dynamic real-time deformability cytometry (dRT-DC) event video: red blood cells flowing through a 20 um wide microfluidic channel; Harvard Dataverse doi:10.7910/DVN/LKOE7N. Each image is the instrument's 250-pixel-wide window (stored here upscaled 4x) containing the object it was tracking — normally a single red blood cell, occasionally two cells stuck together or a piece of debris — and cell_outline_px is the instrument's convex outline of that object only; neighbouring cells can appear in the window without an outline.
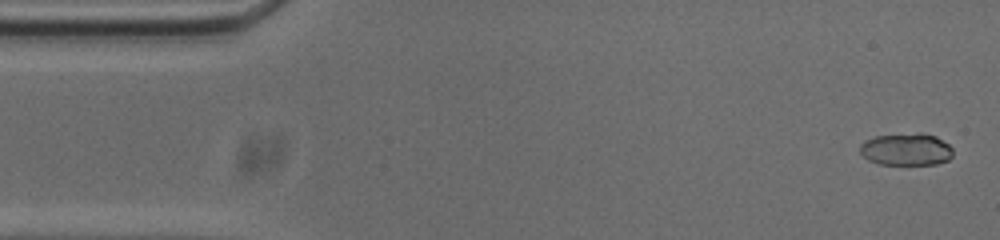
{"species": "common noctule bat (a hibernating species)", "species_latin": "Nyctalus noctula", "temperature_condition": "cold", "stored_images_in_passage": 54, "camera_frame_rate_fps": 3000, "um_per_image_px": 0.085, "animal": {"sex": "male", "body_mass_g": 20.0, "forearm_length_mm": 53.3}, "frame": {"image": 1, "passage_image": 2, "time_ms": 0.333, "image_size_px": [1000, 240], "cell_outline_px": [[952, 156], [948, 160], [936, 164], [880, 164], [868, 160], [860, 152], [860, 144], [864, 140], [876, 136], [920, 132], [924, 132], [936, 136], [948, 144], [952, 148]], "centroid_in_image_um": [77.03, 12.68], "position_along_channel_um": 8.0, "area_um2": 17.57}}
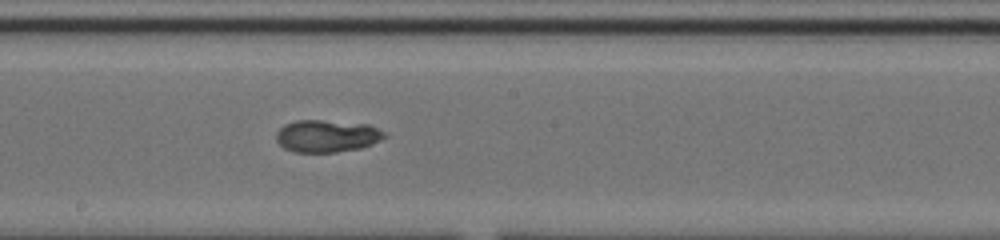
{"frame": {"image": 2, "passage_image": 28, "time_ms": 9.0, "image_size_px": [1000, 240], "cell_outline_px": [[388, 136], [372, 144], [360, 148], [336, 152], [292, 152], [284, 148], [276, 140], [276, 132], [284, 124], [296, 120], [320, 120], [368, 124], [384, 132]], "centroid_in_image_um": [27.77, 11.56], "position_along_channel_um": 220.4, "area_um2": 20.4}}
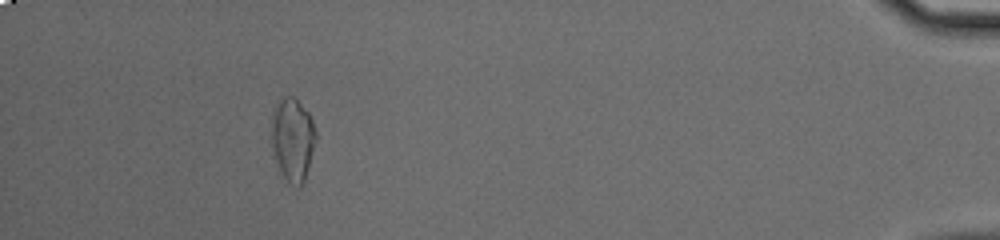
{"frame": {"image": 3, "passage_image": 49, "time_ms": 16.0, "image_size_px": [1000, 240], "cell_outline_px": [[316, 140], [304, 184], [300, 188], [288, 180], [284, 176], [272, 156], [272, 112], [276, 104], [284, 96], [292, 96], [308, 112], [312, 120], [316, 132]], "centroid_in_image_um": [24.87, 11.86], "position_along_channel_um": 410.3, "area_um2": 21.44}, "authors_computed_cell_mechanics": {"area_um2": 19.7676, "velocity_mm_per_s": 3.7359, "shape_relaxation_time_tau1_ms": 9.5011, "shape_relaxation_time_tau2_ms": 6.2877, "deformation_change_tau1": 0.3099, "deformation_change_tau2": 0.0627}}